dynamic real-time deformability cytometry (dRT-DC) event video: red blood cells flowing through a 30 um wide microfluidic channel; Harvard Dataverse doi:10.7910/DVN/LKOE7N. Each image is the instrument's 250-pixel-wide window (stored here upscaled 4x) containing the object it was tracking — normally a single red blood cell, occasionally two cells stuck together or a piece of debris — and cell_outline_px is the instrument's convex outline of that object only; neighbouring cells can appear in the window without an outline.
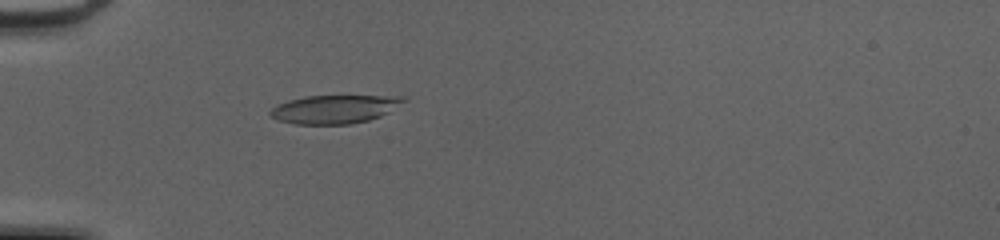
{"species": "common noctule bat (a hibernating species)", "species_latin": "Nyctalus noctula", "temperature_condition": "cold", "stored_images_in_passage": 50, "camera_frame_rate_fps": 3000, "um_per_image_px": 0.085, "animal": {"sex": "female", "body_mass_g": 20.0, "forearm_length_mm": 54.0}, "frame": {"image": 1, "passage_image": 17, "time_ms": 5.333, "image_size_px": [1000, 240], "cell_outline_px": [[408, 100], [388, 112], [380, 116], [368, 120], [352, 124], [296, 124], [280, 120], [272, 116], [268, 112], [276, 104], [288, 100], [304, 96], [404, 96]], "centroid_in_image_um": [28.44, 9.27], "position_along_channel_um": 56.6, "area_um2": 22.02}}
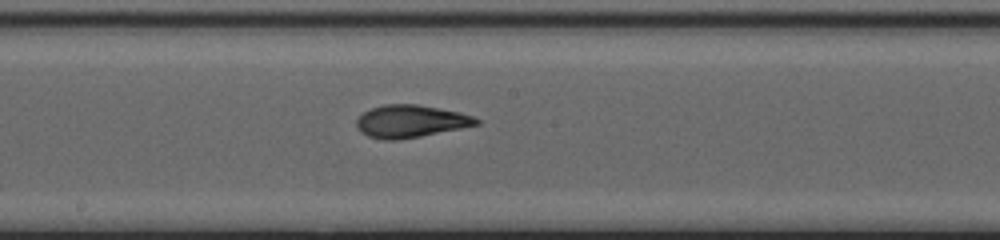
{"frame": {"image": 2, "passage_image": 29, "time_ms": 9.333, "image_size_px": [1000, 240], "cell_outline_px": [[480, 124], [420, 136], [396, 140], [384, 140], [368, 136], [360, 132], [356, 128], [356, 120], [364, 112], [372, 108], [384, 104], [416, 104], [460, 112], [472, 116], [480, 120]], "centroid_in_image_um": [34.87, 10.31], "position_along_channel_um": 213.3, "area_um2": 22.54}}
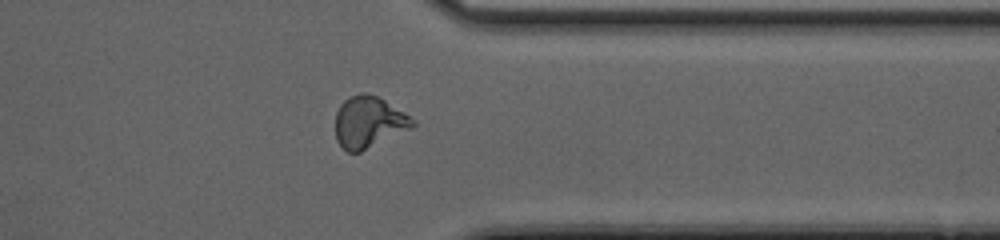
{"frame": {"image": 3, "passage_image": 41, "time_ms": 13.333, "image_size_px": [1000, 240], "cell_outline_px": [[416, 124], [412, 128], [360, 152], [348, 152], [336, 140], [336, 112], [340, 104], [344, 100], [360, 92], [368, 92], [384, 100], [404, 112], [416, 120]], "centroid_in_image_um": [31.35, 10.37], "position_along_channel_um": 380.1, "area_um2": 23.12}, "authors_computed_cell_mechanics": {"area_um2": 22.4553, "velocity_mm_per_s": 4.2472, "shape_relaxation_time_tau1_ms": 8.6692, "shape_relaxation_time_tau2_ms": 1.3365, "deformation_change_tau1": 0.2839, "deformation_change_tau2": 0.0784}}